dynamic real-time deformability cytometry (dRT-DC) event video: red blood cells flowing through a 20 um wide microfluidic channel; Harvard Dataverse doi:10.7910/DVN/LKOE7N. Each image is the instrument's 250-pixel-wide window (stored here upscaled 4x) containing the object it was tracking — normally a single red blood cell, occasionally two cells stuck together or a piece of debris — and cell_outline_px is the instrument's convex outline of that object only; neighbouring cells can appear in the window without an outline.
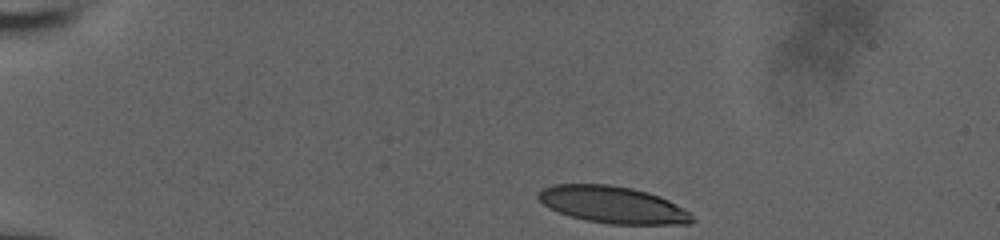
{"species": "human", "species_latin": "Homo sapiens", "temperature_condition": "room temperature", "stored_images_in_passage": 17, "camera_frame_rate_fps": 3000, "um_per_image_px": 0.085, "donor": {"sex": "male"}, "frame": {"image": 1, "passage_image": 1, "time_ms": 0.0, "image_size_px": [1000, 240], "cell_outline_px": [[696, 220], [688, 224], [608, 224], [584, 220], [560, 212], [544, 204], [536, 196], [540, 188], [552, 184], [608, 184], [632, 188], [648, 192], [660, 196], [668, 200], [688, 212]], "centroid_in_image_um": [52.07, 17.39], "position_along_channel_um": 32.9, "area_um2": 33.0}}
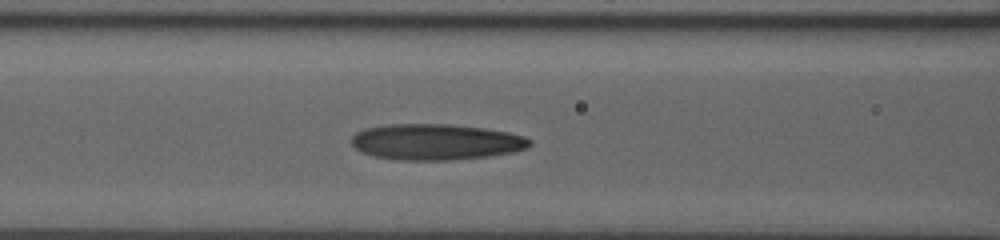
{"frame": {"image": 2, "passage_image": 12, "time_ms": 3.667, "image_size_px": [1000, 240], "cell_outline_px": [[532, 144], [528, 148], [512, 152], [488, 156], [448, 160], [400, 160], [376, 156], [360, 152], [352, 144], [352, 136], [356, 132], [368, 128], [392, 124], [448, 124], [484, 128], [508, 132], [524, 136], [532, 140]], "centroid_in_image_um": [37.08, 12.06], "position_along_channel_um": 129.5, "area_um2": 37.22}}
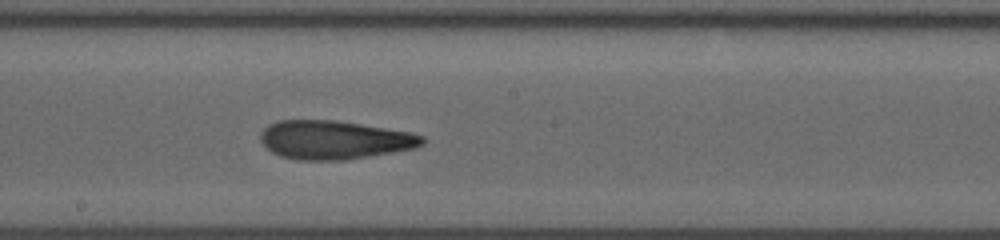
{"frame": {"image": 3, "passage_image": 17, "time_ms": 5.333, "image_size_px": [1000, 240], "cell_outline_px": [[424, 144], [416, 148], [344, 160], [296, 160], [280, 156], [272, 152], [260, 140], [260, 132], [268, 124], [280, 120], [336, 120], [412, 132], [424, 136]], "centroid_in_image_um": [28.42, 11.88], "position_along_channel_um": 219.8, "area_um2": 36.53}}